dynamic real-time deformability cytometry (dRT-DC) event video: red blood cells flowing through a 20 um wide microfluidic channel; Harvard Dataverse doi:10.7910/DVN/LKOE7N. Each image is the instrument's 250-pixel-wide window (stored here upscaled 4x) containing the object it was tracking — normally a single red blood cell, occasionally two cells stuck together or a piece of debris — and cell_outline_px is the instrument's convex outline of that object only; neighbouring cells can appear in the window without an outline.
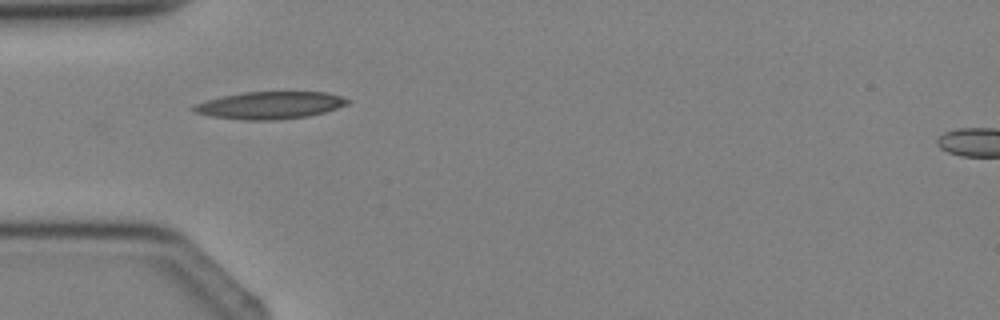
{"species": "Egyptian fruit bat (a non-hibernating species)", "species_latin": "Rousettus aegyptiacus", "temperature_condition": "cold", "stored_images_in_passage": 3, "camera_frame_rate_fps": 3000, "um_per_image_px": 0.085, "animal": {"sex": "female"}, "frame": {"image": 1, "passage_image": 3, "time_ms": 2.333, "image_size_px": [1000, 320], "cell_outline_px": [[348, 104], [324, 112], [308, 116], [276, 120], [244, 120], [212, 116], [192, 112], [188, 108], [192, 104], [224, 96], [244, 92], [328, 92], [340, 96], [348, 100]], "centroid_in_image_um": [22.88, 8.95], "position_along_channel_um": 62.1, "area_um2": 24.45}}